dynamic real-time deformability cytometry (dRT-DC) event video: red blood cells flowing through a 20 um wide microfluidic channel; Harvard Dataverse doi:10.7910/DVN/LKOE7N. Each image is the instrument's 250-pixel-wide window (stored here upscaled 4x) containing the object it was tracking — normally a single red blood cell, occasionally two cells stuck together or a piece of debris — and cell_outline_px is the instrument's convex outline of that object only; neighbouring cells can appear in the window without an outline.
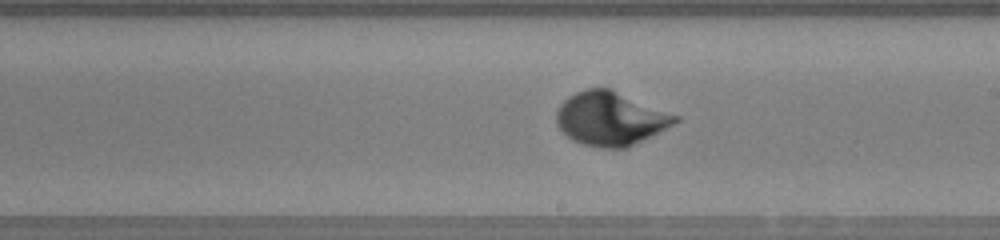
{"species": "human", "species_latin": "Homo sapiens", "temperature_condition": "warm", "stored_images_in_passage": 35, "camera_frame_rate_fps": 3000, "um_per_image_px": 0.085, "donor": {"sex": "female"}, "frame": {"image": 1, "passage_image": 13, "time_ms": 4.0, "image_size_px": [1000, 240], "cell_outline_px": [[680, 120], [628, 148], [600, 148], [584, 144], [572, 140], [556, 124], [556, 112], [560, 104], [568, 96], [584, 88], [612, 88], [680, 116]], "centroid_in_image_um": [51.89, 10.06], "position_along_channel_um": 237.1, "area_um2": 37.28}}
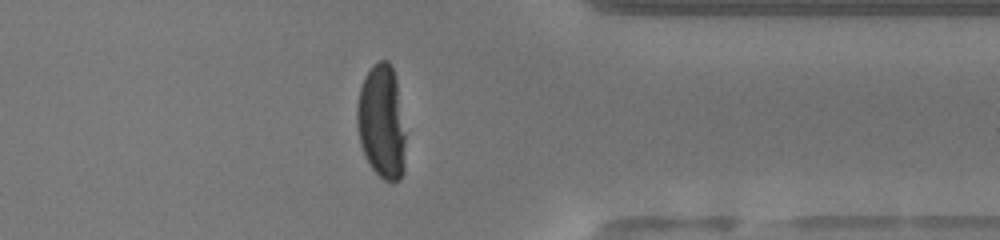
{"frame": {"image": 2, "passage_image": 24, "time_ms": 7.667, "image_size_px": [1000, 240], "cell_outline_px": [[404, 172], [400, 180], [384, 180], [372, 168], [364, 156], [360, 144], [356, 124], [356, 104], [360, 88], [364, 76], [372, 64], [380, 60], [388, 60], [392, 68], [396, 80], [404, 132]], "centroid_in_image_um": [32.4, 10.35], "position_along_channel_um": 379.0, "area_um2": 32.19}}
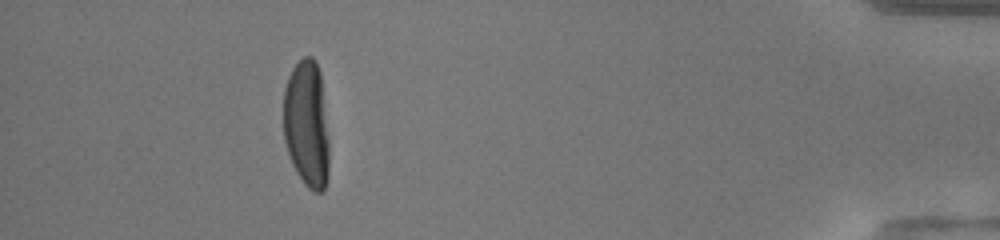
{"frame": {"image": 3, "passage_image": 30, "time_ms": 9.667, "image_size_px": [1000, 240], "cell_outline_px": [[328, 180], [324, 188], [320, 192], [312, 192], [304, 184], [296, 172], [292, 164], [284, 140], [284, 88], [288, 76], [292, 68], [304, 56], [312, 56], [316, 60], [320, 72], [328, 136]], "centroid_in_image_um": [26.06, 10.55], "position_along_channel_um": 409.1, "area_um2": 34.04}}